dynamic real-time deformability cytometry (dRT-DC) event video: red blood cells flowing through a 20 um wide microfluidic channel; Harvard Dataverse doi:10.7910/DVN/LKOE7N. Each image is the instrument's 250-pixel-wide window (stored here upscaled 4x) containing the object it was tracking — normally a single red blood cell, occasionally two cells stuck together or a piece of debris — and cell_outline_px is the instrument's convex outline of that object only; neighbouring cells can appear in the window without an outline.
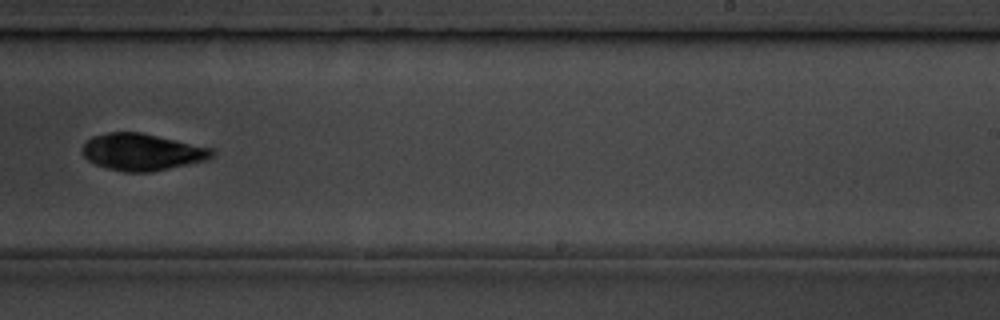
{"species": "common noctule bat (a hibernating species)", "species_latin": "Nyctalus noctula", "temperature_condition": "room temperature", "stored_images_in_passage": 10, "camera_frame_rate_fps": 3000, "um_per_image_px": 0.085, "animal": {"sex": "male", "body_mass_g": 19.5, "forearm_length_mm": 54.6}, "frame": {"image": 1, "passage_image": 10, "time_ms": 10.333, "image_size_px": [1000, 320], "cell_outline_px": [[216, 152], [208, 160], [152, 172], [124, 172], [108, 168], [96, 164], [88, 160], [84, 156], [84, 144], [92, 136], [108, 132], [140, 132], [212, 148]], "centroid_in_image_um": [12.11, 12.92], "position_along_channel_um": 276.9, "area_um2": 27.69}}